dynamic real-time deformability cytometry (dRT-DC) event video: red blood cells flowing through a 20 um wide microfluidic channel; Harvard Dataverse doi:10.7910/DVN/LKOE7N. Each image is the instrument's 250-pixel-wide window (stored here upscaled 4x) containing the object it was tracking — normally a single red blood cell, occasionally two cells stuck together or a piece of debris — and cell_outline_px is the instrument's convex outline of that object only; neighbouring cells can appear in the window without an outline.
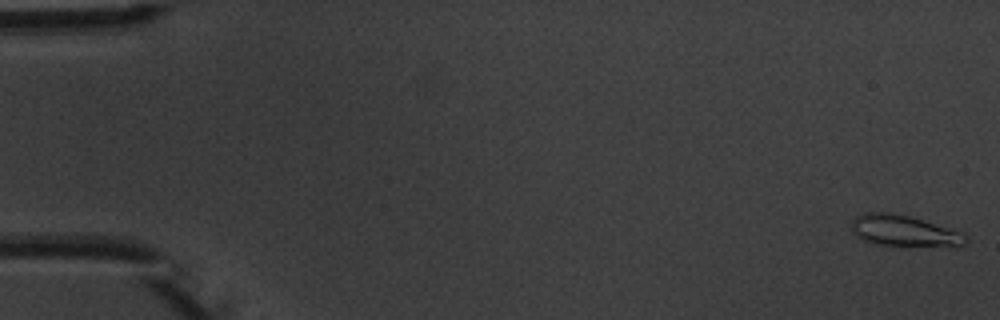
{"species": "common noctule bat (a hibernating species)", "species_latin": "Nyctalus noctula", "temperature_condition": "warm", "stored_images_in_passage": 6, "camera_frame_rate_fps": 3000, "um_per_image_px": 0.085, "animal": {"sex": "male", "body_mass_g": 20.1, "forearm_length_mm": 53.5}, "frame": {"image": 1, "passage_image": 1, "time_ms": 0.0, "image_size_px": [1000, 320], "cell_outline_px": [[968, 240], [964, 244], [956, 248], [876, 244], [864, 240], [856, 236], [852, 232], [848, 224], [856, 216], [864, 212], [892, 212], [908, 216], [964, 232], [968, 236]], "centroid_in_image_um": [76.88, 19.64], "position_along_channel_um": 8.1, "area_um2": 21.39}}
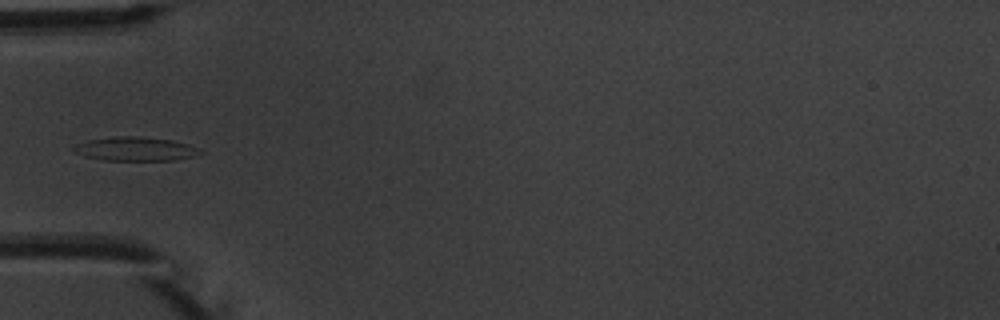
{"frame": {"image": 2, "passage_image": 5, "time_ms": 5.667, "image_size_px": [1000, 320], "cell_outline_px": [[204, 152], [192, 156], [176, 160], [104, 160], [84, 156], [76, 152], [72, 148], [76, 144], [88, 140], [112, 136], [136, 136], [172, 140], [188, 144]], "centroid_in_image_um": [11.48, 12.65], "position_along_channel_um": 73.5, "area_um2": 17.46}}
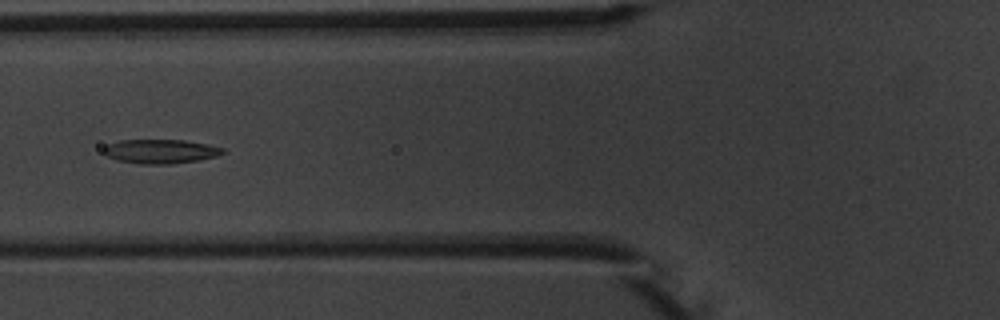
{"frame": {"image": 3, "passage_image": 6, "time_ms": 6.667, "image_size_px": [1000, 320], "cell_outline_px": [[224, 152], [216, 156], [196, 160], [172, 164], [140, 164], [116, 160], [108, 156], [104, 152], [104, 148], [108, 144], [120, 140], [184, 140], [208, 144], [224, 148]], "centroid_in_image_um": [13.64, 12.86], "position_along_channel_um": 112.2, "area_um2": 16.65}}